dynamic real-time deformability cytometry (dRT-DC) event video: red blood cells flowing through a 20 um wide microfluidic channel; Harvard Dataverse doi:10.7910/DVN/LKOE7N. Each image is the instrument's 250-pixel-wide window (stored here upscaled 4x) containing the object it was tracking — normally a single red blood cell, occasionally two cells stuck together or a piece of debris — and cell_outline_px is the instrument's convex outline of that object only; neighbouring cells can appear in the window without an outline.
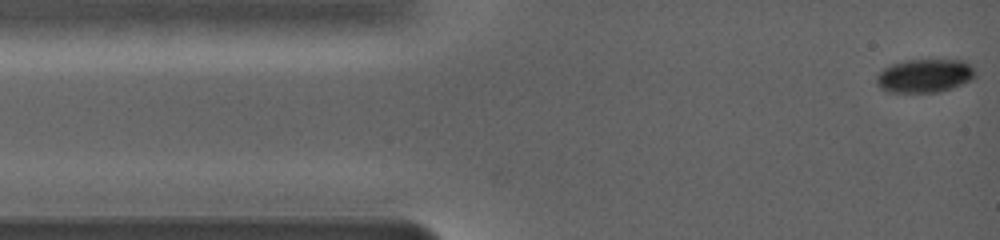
{"species": "common noctule bat (a hibernating species)", "species_latin": "Nyctalus noctula", "temperature_condition": "warm", "stored_images_in_passage": 59, "camera_frame_rate_fps": 5000, "um_per_image_px": 0.085, "animal": {"sex": "female", "body_mass_g": 19.0, "forearm_length_mm": 56.7}, "frame": {"image": 1, "passage_image": 1, "time_ms": 0.0, "image_size_px": [1000, 240], "cell_outline_px": [[976, 76], [960, 84], [940, 92], [888, 92], [880, 88], [876, 84], [876, 76], [884, 68], [892, 64], [908, 60], [960, 60], [968, 64], [976, 72]], "centroid_in_image_um": [78.55, 6.44], "position_along_channel_um": 6.5, "area_um2": 19.02}}
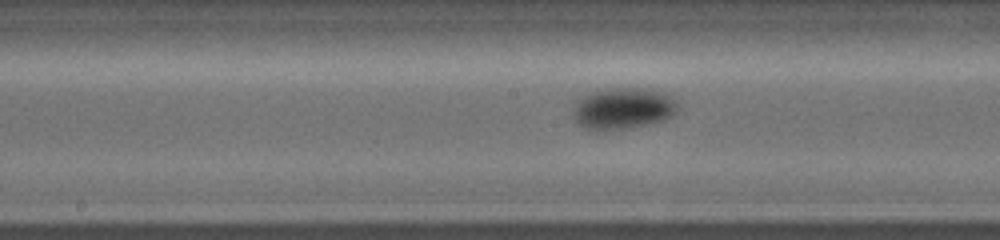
{"frame": {"image": 2, "passage_image": 27, "time_ms": 7.0, "image_size_px": [1000, 240], "cell_outline_px": [[676, 108], [668, 116], [660, 120], [628, 128], [596, 132], [584, 128], [576, 120], [576, 112], [580, 104], [588, 96], [596, 92], [616, 88], [652, 88], [668, 96], [676, 104]], "centroid_in_image_um": [52.98, 9.24], "position_along_channel_um": 195.2, "area_um2": 23.81}}
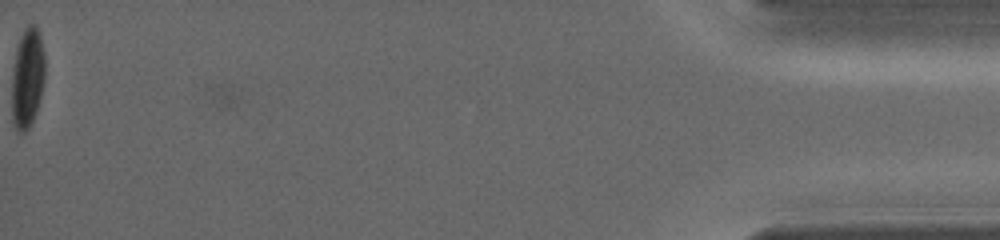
{"frame": {"image": 3, "passage_image": 59, "time_ms": 17.6, "image_size_px": [1000, 240], "cell_outline_px": [[44, 80], [36, 112], [28, 128], [24, 132], [16, 132], [12, 120], [12, 72], [16, 48], [20, 36], [24, 28], [28, 24], [36, 24], [40, 36], [44, 52]], "centroid_in_image_um": [2.31, 6.59], "position_along_channel_um": 432.9, "area_um2": 19.36}, "authors_computed_cell_mechanics": {"area_um2": 20.8658, "velocity_mm_per_s": 3.7189, "shape_relaxation_time_tau1_ms": 2.113, "shape_relaxation_time_tau2_ms": null, "deformation_change_tau1": 0.1298, "deformation_change_tau2": null}}